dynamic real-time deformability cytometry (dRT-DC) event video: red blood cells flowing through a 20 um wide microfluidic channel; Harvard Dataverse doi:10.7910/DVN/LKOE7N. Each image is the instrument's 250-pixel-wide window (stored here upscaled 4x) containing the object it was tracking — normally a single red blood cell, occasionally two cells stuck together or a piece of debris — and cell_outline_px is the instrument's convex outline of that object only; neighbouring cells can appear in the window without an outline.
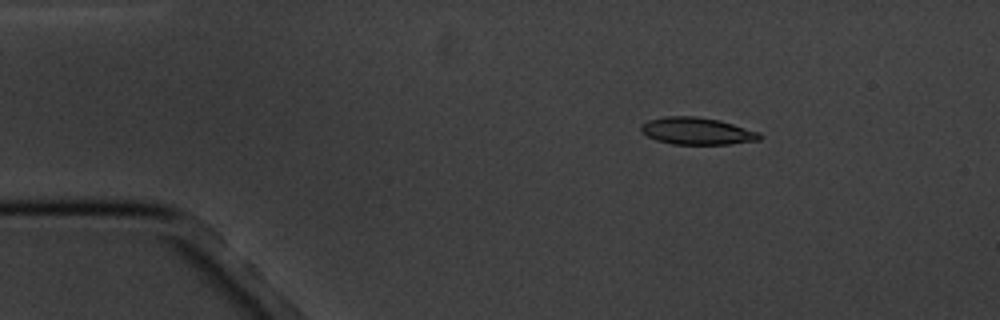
{"species": "common noctule bat (a hibernating species)", "species_latin": "Nyctalus noctula", "temperature_condition": "cold", "stored_images_in_passage": 4, "camera_frame_rate_fps": 3000, "um_per_image_px": 0.085, "animal": {"sex": "male", "body_mass_g": 20.1, "forearm_length_mm": 53.5}, "frame": {"image": 1, "passage_image": 2, "time_ms": 1.333, "image_size_px": [1000, 320], "cell_outline_px": [[764, 136], [760, 140], [728, 144], [672, 144], [656, 140], [640, 132], [640, 124], [648, 120], [664, 116], [696, 116], [720, 120], [760, 132]], "centroid_in_image_um": [59.24, 11.13], "position_along_channel_um": 25.8, "area_um2": 18.96}}